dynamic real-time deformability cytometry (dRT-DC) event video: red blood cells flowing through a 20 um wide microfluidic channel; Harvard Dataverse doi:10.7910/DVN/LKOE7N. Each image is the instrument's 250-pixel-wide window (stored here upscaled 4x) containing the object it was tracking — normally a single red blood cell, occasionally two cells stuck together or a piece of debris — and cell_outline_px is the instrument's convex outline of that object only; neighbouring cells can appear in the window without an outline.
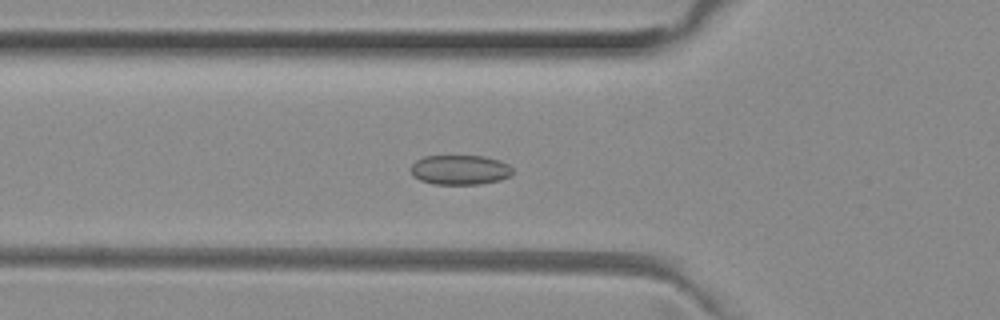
{"species": "common noctule bat (a hibernating species)", "species_latin": "Nyctalus noctula", "temperature_condition": "room temperature", "stored_images_in_passage": 29, "camera_frame_rate_fps": 3000, "um_per_image_px": 0.085, "animal": {"sex": "female", "body_mass_g": 29.2, "forearm_length_mm": 56.3}, "frame": {"image": 1, "passage_image": 13, "time_ms": 4.0, "image_size_px": [1000, 320], "cell_outline_px": [[512, 176], [500, 180], [480, 184], [436, 184], [420, 180], [412, 176], [408, 168], [416, 160], [424, 156], [484, 156], [500, 160], [508, 164], [512, 168]], "centroid_in_image_um": [39.08, 14.43], "position_along_channel_um": 86.7, "area_um2": 17.86}}
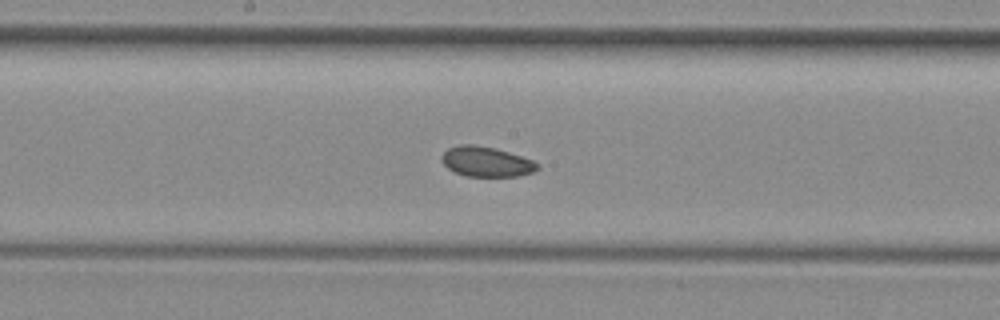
{"frame": {"image": 2, "passage_image": 22, "time_ms": 7.0, "image_size_px": [1000, 320], "cell_outline_px": [[540, 168], [532, 172], [516, 176], [464, 176], [448, 168], [440, 160], [444, 152], [448, 148], [460, 144], [472, 144], [496, 148], [532, 160], [540, 164]], "centroid_in_image_um": [41.33, 13.74], "position_along_channel_um": 206.9, "area_um2": 16.7}}
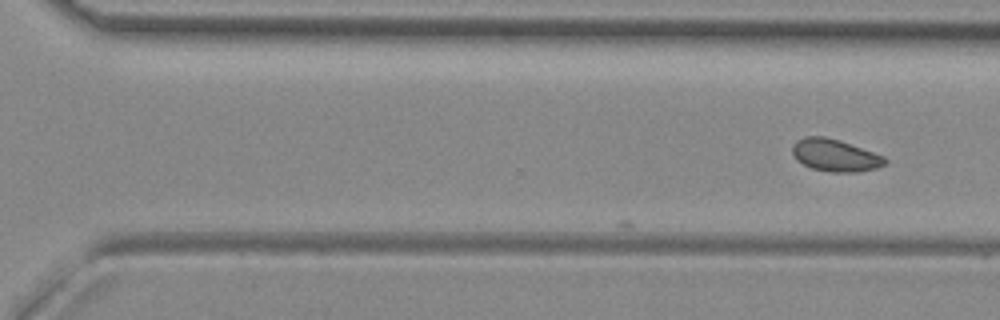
{"frame": {"image": 3, "passage_image": 29, "time_ms": 9.333, "image_size_px": [1000, 320], "cell_outline_px": [[888, 160], [884, 164], [876, 168], [856, 172], [832, 172], [812, 168], [796, 160], [792, 152], [792, 144], [796, 140], [804, 136], [824, 136], [840, 140], [884, 156]], "centroid_in_image_um": [70.95, 13.19], "position_along_channel_um": 299.6, "area_um2": 17.4}}